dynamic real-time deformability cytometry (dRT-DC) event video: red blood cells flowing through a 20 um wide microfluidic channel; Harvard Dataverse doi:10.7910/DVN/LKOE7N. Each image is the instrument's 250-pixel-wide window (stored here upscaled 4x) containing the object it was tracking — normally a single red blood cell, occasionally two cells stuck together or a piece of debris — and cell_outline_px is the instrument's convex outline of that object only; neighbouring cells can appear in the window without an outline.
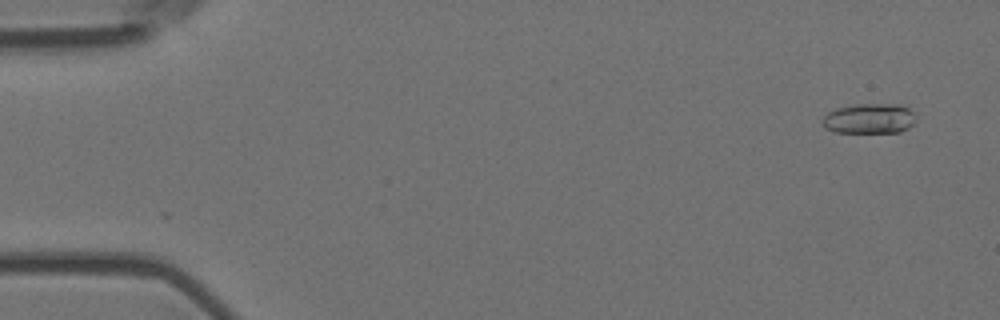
{"species": "Egyptian fruit bat (a non-hibernating species)", "species_latin": "Rousettus aegyptiacus", "temperature_condition": "room temperature", "stored_images_in_passage": 56, "camera_frame_rate_fps": 3000, "um_per_image_px": 0.085, "animal": {"sex": "female"}, "frame": {"image": 1, "passage_image": 4, "time_ms": 1.0, "image_size_px": [1000, 320], "cell_outline_px": [[916, 120], [908, 128], [900, 132], [836, 132], [824, 128], [820, 120], [828, 112], [836, 108], [856, 104], [900, 104], [908, 108], [916, 116]], "centroid_in_image_um": [73.88, 10.07], "position_along_channel_um": 11.1, "area_um2": 16.53}}
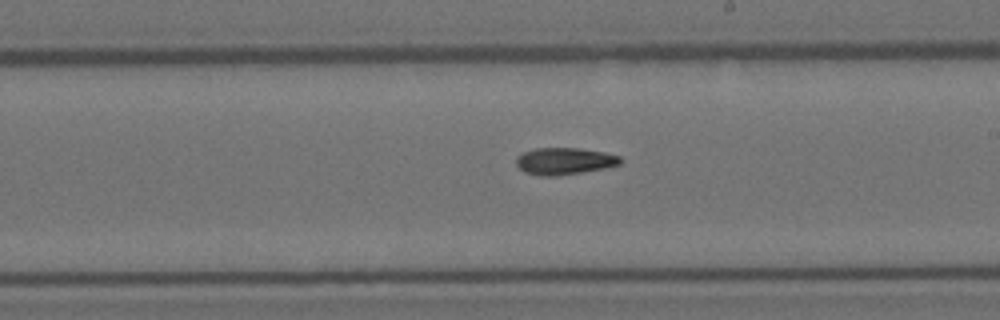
{"frame": {"image": 2, "passage_image": 33, "time_ms": 10.667, "image_size_px": [1000, 320], "cell_outline_px": [[620, 164], [604, 168], [556, 176], [540, 176], [524, 172], [516, 164], [516, 156], [524, 152], [536, 148], [580, 148], [604, 152], [620, 156]], "centroid_in_image_um": [47.94, 13.69], "position_along_channel_um": 241.1, "area_um2": 16.24}}
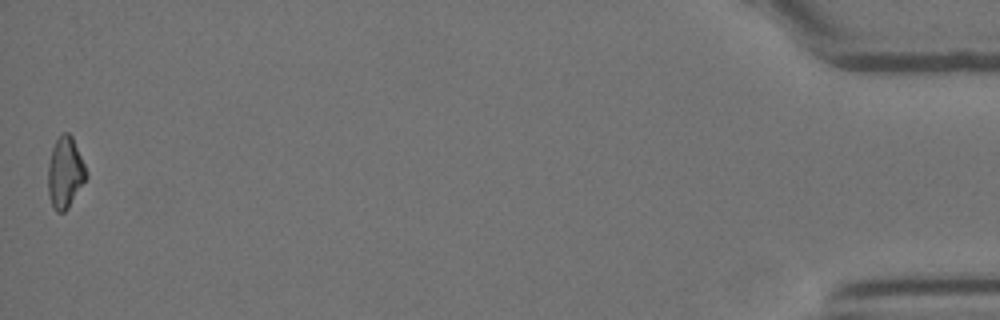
{"frame": {"image": 3, "passage_image": 56, "time_ms": 18.333, "image_size_px": [1000, 320], "cell_outline_px": [[88, 176], [68, 208], [64, 212], [56, 212], [52, 208], [48, 192], [48, 164], [52, 148], [56, 140], [64, 132], [68, 132], [72, 136], [88, 172]], "centroid_in_image_um": [5.54, 14.69], "position_along_channel_um": 429.7, "area_um2": 15.9}}